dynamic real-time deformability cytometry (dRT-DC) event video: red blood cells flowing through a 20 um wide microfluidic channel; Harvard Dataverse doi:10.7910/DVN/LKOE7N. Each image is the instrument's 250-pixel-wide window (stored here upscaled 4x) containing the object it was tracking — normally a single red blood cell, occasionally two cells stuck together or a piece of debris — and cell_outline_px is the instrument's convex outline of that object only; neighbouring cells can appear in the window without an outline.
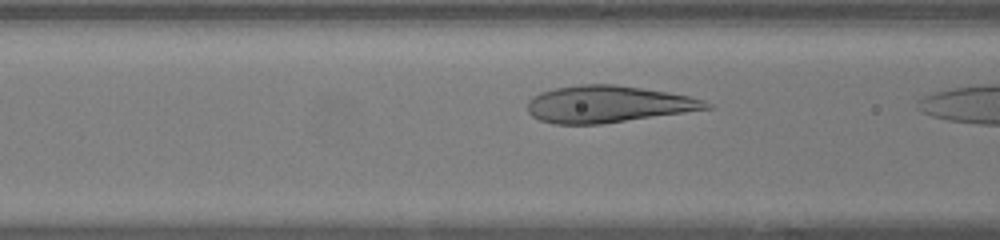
{"species": "human", "species_latin": "Homo sapiens", "temperature_condition": "warm", "stored_images_in_passage": 9, "camera_frame_rate_fps": 3000, "um_per_image_px": 0.085, "donor": {"sex": "female"}, "frame": {"image": 1, "passage_image": 8, "time_ms": 2.333, "image_size_px": [1000, 240], "cell_outline_px": [[712, 108], [600, 124], [556, 124], [540, 120], [532, 116], [528, 112], [528, 100], [532, 96], [540, 92], [556, 88], [580, 84], [612, 84], [668, 92], [688, 96], [704, 100], [712, 104]], "centroid_in_image_um": [51.64, 8.85], "position_along_channel_um": 115.0, "area_um2": 38.09}}